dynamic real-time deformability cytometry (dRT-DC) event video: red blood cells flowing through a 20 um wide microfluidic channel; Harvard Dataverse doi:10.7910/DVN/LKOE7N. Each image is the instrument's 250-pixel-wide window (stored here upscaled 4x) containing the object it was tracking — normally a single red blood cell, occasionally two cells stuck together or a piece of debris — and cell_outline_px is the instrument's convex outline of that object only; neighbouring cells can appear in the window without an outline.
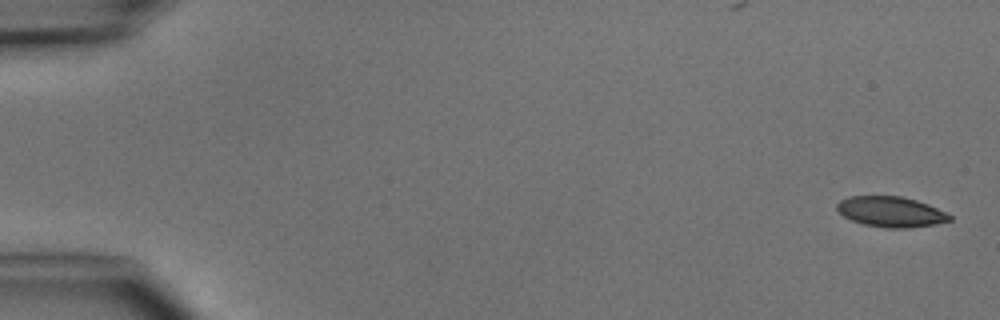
{"species": "common noctule bat (a hibernating species)", "species_latin": "Nyctalus noctula", "temperature_condition": "cold", "stored_images_in_passage": 6, "camera_frame_rate_fps": 3000, "um_per_image_px": 0.085, "animal": {"sex": "male", "body_mass_g": 15.6}, "frame": {"image": 1, "passage_image": 1, "time_ms": 0.0, "image_size_px": [1000, 320], "cell_outline_px": [[952, 220], [936, 224], [908, 228], [888, 228], [864, 224], [852, 220], [844, 216], [836, 208], [836, 204], [840, 200], [848, 196], [900, 196], [916, 200], [928, 204], [952, 216]], "centroid_in_image_um": [75.72, 18.0], "position_along_channel_um": 9.3, "area_um2": 19.88}}
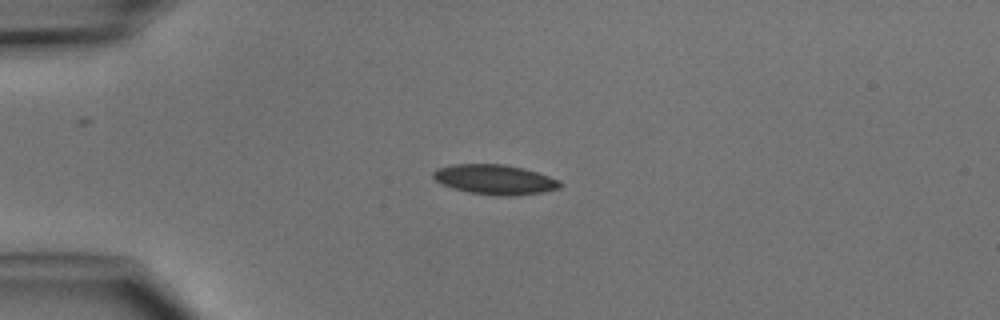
{"frame": {"image": 2, "passage_image": 4, "time_ms": 3.667, "image_size_px": [1000, 320], "cell_outline_px": [[564, 184], [560, 188], [540, 192], [512, 196], [504, 196], [468, 192], [452, 188], [436, 180], [432, 176], [432, 172], [436, 168], [452, 164], [504, 164], [524, 168], [560, 180]], "centroid_in_image_um": [42.06, 15.25], "position_along_channel_um": 42.9, "area_um2": 22.02}}